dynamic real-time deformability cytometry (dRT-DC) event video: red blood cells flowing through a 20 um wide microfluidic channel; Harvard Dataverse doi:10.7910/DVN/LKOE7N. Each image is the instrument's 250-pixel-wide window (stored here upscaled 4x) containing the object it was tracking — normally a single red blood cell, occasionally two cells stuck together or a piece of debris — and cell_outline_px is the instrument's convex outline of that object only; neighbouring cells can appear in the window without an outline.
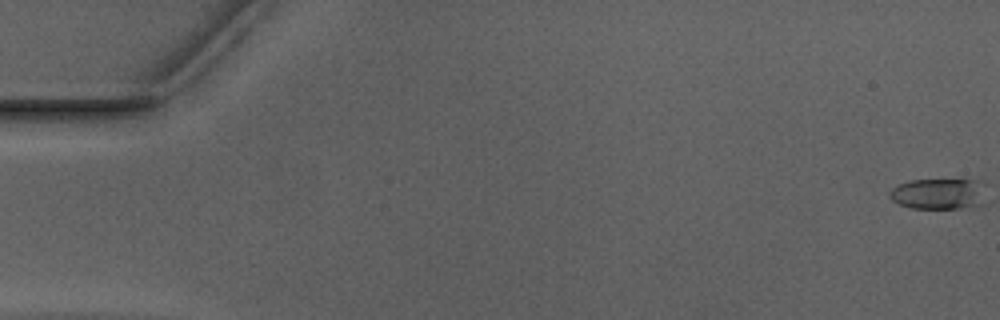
{"species": "Egyptian fruit bat (a non-hibernating species)", "species_latin": "Rousettus aegyptiacus", "temperature_condition": "warm", "stored_images_in_passage": 53, "camera_frame_rate_fps": 3000, "um_per_image_px": 0.085, "animal": {"sex": "male"}, "frame": {"image": 1, "passage_image": 1, "time_ms": 0.0, "image_size_px": [1000, 320], "cell_outline_px": [[984, 204], [976, 208], [912, 208], [900, 204], [892, 200], [888, 196], [888, 192], [892, 188], [900, 184], [912, 180], [980, 180], [984, 184]], "centroid_in_image_um": [79.84, 16.49], "position_along_channel_um": 5.2, "area_um2": 17.63}}
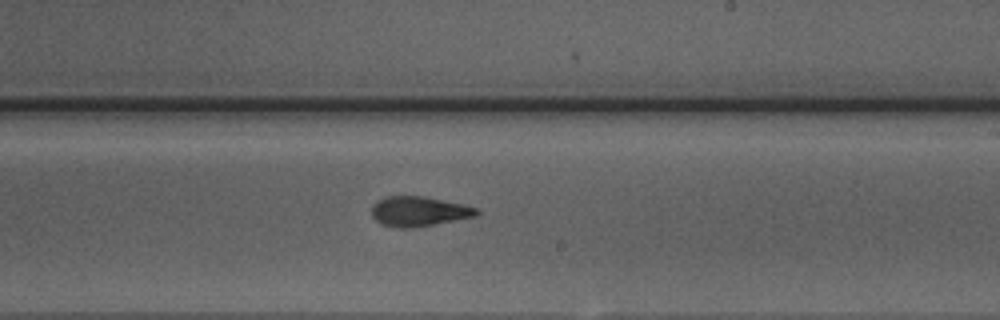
{"frame": {"image": 2, "passage_image": 32, "time_ms": 10.333, "image_size_px": [1000, 320], "cell_outline_px": [[480, 212], [476, 216], [432, 224], [404, 228], [396, 228], [380, 224], [372, 216], [372, 204], [384, 196], [424, 196], [460, 204], [476, 208]], "centroid_in_image_um": [35.53, 17.96], "position_along_channel_um": 253.5, "area_um2": 17.98}}
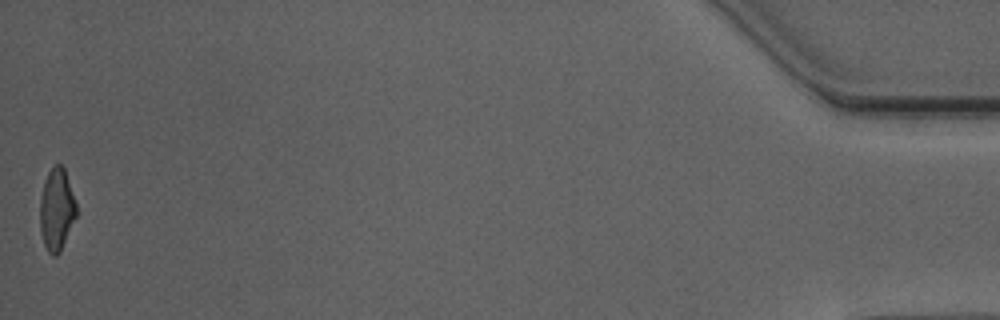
{"frame": {"image": 3, "passage_image": 53, "time_ms": 17.333, "image_size_px": [1000, 320], "cell_outline_px": [[76, 216], [60, 252], [56, 256], [52, 256], [48, 252], [44, 244], [40, 228], [40, 200], [44, 184], [48, 172], [56, 164], [60, 164], [64, 168], [76, 204]], "centroid_in_image_um": [4.81, 17.84], "position_along_channel_um": 430.4, "area_um2": 17.05}, "authors_computed_cell_mechanics": {"area_um2": 18.1492, "velocity_mm_per_s": 3.9659, "shape_relaxation_time_tau1_ms": 3.4574, "shape_relaxation_time_tau2_ms": 2.1547, "deformation_change_tau1": 0.1593, "deformation_change_tau2": 0.106}}